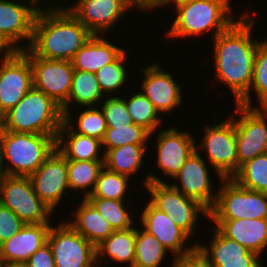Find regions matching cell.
Returning a JSON list of instances; mask_svg holds the SVG:
<instances>
[{"instance_id":"cell-1","label":"cell","mask_w":267,"mask_h":267,"mask_svg":"<svg viewBox=\"0 0 267 267\" xmlns=\"http://www.w3.org/2000/svg\"><path fill=\"white\" fill-rule=\"evenodd\" d=\"M249 15L244 12L227 30L212 39L216 78L228 85L236 104L249 93L260 43L252 39L255 21Z\"/></svg>"},{"instance_id":"cell-2","label":"cell","mask_w":267,"mask_h":267,"mask_svg":"<svg viewBox=\"0 0 267 267\" xmlns=\"http://www.w3.org/2000/svg\"><path fill=\"white\" fill-rule=\"evenodd\" d=\"M92 36L65 6L53 4L38 11L28 49L40 58L72 61Z\"/></svg>"},{"instance_id":"cell-3","label":"cell","mask_w":267,"mask_h":267,"mask_svg":"<svg viewBox=\"0 0 267 267\" xmlns=\"http://www.w3.org/2000/svg\"><path fill=\"white\" fill-rule=\"evenodd\" d=\"M56 138L57 135L11 132L0 127L3 175L30 177L56 149Z\"/></svg>"},{"instance_id":"cell-4","label":"cell","mask_w":267,"mask_h":267,"mask_svg":"<svg viewBox=\"0 0 267 267\" xmlns=\"http://www.w3.org/2000/svg\"><path fill=\"white\" fill-rule=\"evenodd\" d=\"M231 0H189L175 5L177 17L166 32L172 38L196 37L211 32L212 39L227 30L235 21ZM231 14V15H230ZM230 16V17H229Z\"/></svg>"},{"instance_id":"cell-5","label":"cell","mask_w":267,"mask_h":267,"mask_svg":"<svg viewBox=\"0 0 267 267\" xmlns=\"http://www.w3.org/2000/svg\"><path fill=\"white\" fill-rule=\"evenodd\" d=\"M0 121L1 128L6 131L58 135L63 114L56 102L32 88Z\"/></svg>"},{"instance_id":"cell-6","label":"cell","mask_w":267,"mask_h":267,"mask_svg":"<svg viewBox=\"0 0 267 267\" xmlns=\"http://www.w3.org/2000/svg\"><path fill=\"white\" fill-rule=\"evenodd\" d=\"M151 172L146 175L143 185L149 192L150 202L159 210L166 213L176 225L191 239L198 228V214L209 218V211L199 202L186 197L175 187L154 176Z\"/></svg>"},{"instance_id":"cell-7","label":"cell","mask_w":267,"mask_h":267,"mask_svg":"<svg viewBox=\"0 0 267 267\" xmlns=\"http://www.w3.org/2000/svg\"><path fill=\"white\" fill-rule=\"evenodd\" d=\"M213 208L211 220H236L267 218V193L240 187L234 180L222 179Z\"/></svg>"},{"instance_id":"cell-8","label":"cell","mask_w":267,"mask_h":267,"mask_svg":"<svg viewBox=\"0 0 267 267\" xmlns=\"http://www.w3.org/2000/svg\"><path fill=\"white\" fill-rule=\"evenodd\" d=\"M0 203L11 209L25 224L51 223L53 211L35 193L30 177L3 175Z\"/></svg>"},{"instance_id":"cell-9","label":"cell","mask_w":267,"mask_h":267,"mask_svg":"<svg viewBox=\"0 0 267 267\" xmlns=\"http://www.w3.org/2000/svg\"><path fill=\"white\" fill-rule=\"evenodd\" d=\"M227 119V120H226ZM217 125L204 127L199 150L207 153L209 163L217 172L218 178L230 179L238 172L237 141L234 128V115H230Z\"/></svg>"},{"instance_id":"cell-10","label":"cell","mask_w":267,"mask_h":267,"mask_svg":"<svg viewBox=\"0 0 267 267\" xmlns=\"http://www.w3.org/2000/svg\"><path fill=\"white\" fill-rule=\"evenodd\" d=\"M235 105L234 112L240 115L237 119L234 115L239 170L246 161L267 153V108Z\"/></svg>"},{"instance_id":"cell-11","label":"cell","mask_w":267,"mask_h":267,"mask_svg":"<svg viewBox=\"0 0 267 267\" xmlns=\"http://www.w3.org/2000/svg\"><path fill=\"white\" fill-rule=\"evenodd\" d=\"M47 243L56 267H94L100 263L96 260V247L67 221H61L56 227L51 225Z\"/></svg>"},{"instance_id":"cell-12","label":"cell","mask_w":267,"mask_h":267,"mask_svg":"<svg viewBox=\"0 0 267 267\" xmlns=\"http://www.w3.org/2000/svg\"><path fill=\"white\" fill-rule=\"evenodd\" d=\"M22 52L30 60L33 88L43 92L62 107L68 101L72 87L75 70L72 61L40 58L28 48Z\"/></svg>"},{"instance_id":"cell-13","label":"cell","mask_w":267,"mask_h":267,"mask_svg":"<svg viewBox=\"0 0 267 267\" xmlns=\"http://www.w3.org/2000/svg\"><path fill=\"white\" fill-rule=\"evenodd\" d=\"M0 58L1 118L33 88V74L30 60L22 51H12Z\"/></svg>"},{"instance_id":"cell-14","label":"cell","mask_w":267,"mask_h":267,"mask_svg":"<svg viewBox=\"0 0 267 267\" xmlns=\"http://www.w3.org/2000/svg\"><path fill=\"white\" fill-rule=\"evenodd\" d=\"M143 209L141 226L167 251L173 253L174 260H183L196 254V244L191 247L185 245L190 241V237L166 213L156 208L150 201Z\"/></svg>"},{"instance_id":"cell-15","label":"cell","mask_w":267,"mask_h":267,"mask_svg":"<svg viewBox=\"0 0 267 267\" xmlns=\"http://www.w3.org/2000/svg\"><path fill=\"white\" fill-rule=\"evenodd\" d=\"M37 13L26 1L0 0V38L13 51H23L29 47ZM24 40L28 42L25 47L21 45Z\"/></svg>"},{"instance_id":"cell-16","label":"cell","mask_w":267,"mask_h":267,"mask_svg":"<svg viewBox=\"0 0 267 267\" xmlns=\"http://www.w3.org/2000/svg\"><path fill=\"white\" fill-rule=\"evenodd\" d=\"M66 7L93 35H106L132 9L131 0H75ZM102 33V34H101Z\"/></svg>"},{"instance_id":"cell-17","label":"cell","mask_w":267,"mask_h":267,"mask_svg":"<svg viewBox=\"0 0 267 267\" xmlns=\"http://www.w3.org/2000/svg\"><path fill=\"white\" fill-rule=\"evenodd\" d=\"M30 179L37 196L54 211L70 189L67 160L55 149Z\"/></svg>"},{"instance_id":"cell-18","label":"cell","mask_w":267,"mask_h":267,"mask_svg":"<svg viewBox=\"0 0 267 267\" xmlns=\"http://www.w3.org/2000/svg\"><path fill=\"white\" fill-rule=\"evenodd\" d=\"M209 246L196 243V255L212 267H263L260 256L237 241L225 237L216 227Z\"/></svg>"},{"instance_id":"cell-19","label":"cell","mask_w":267,"mask_h":267,"mask_svg":"<svg viewBox=\"0 0 267 267\" xmlns=\"http://www.w3.org/2000/svg\"><path fill=\"white\" fill-rule=\"evenodd\" d=\"M209 167L206 165L200 152L196 149L187 159L178 173L171 179H178L181 183L171 184L186 197L199 202L210 211L216 201L217 193L213 194L212 182L209 175Z\"/></svg>"},{"instance_id":"cell-20","label":"cell","mask_w":267,"mask_h":267,"mask_svg":"<svg viewBox=\"0 0 267 267\" xmlns=\"http://www.w3.org/2000/svg\"><path fill=\"white\" fill-rule=\"evenodd\" d=\"M157 165L164 176L174 177L197 149L194 137L188 132L170 127L159 131L156 138Z\"/></svg>"},{"instance_id":"cell-21","label":"cell","mask_w":267,"mask_h":267,"mask_svg":"<svg viewBox=\"0 0 267 267\" xmlns=\"http://www.w3.org/2000/svg\"><path fill=\"white\" fill-rule=\"evenodd\" d=\"M145 75L141 91L159 113L172 112L182 102V88L171 73L164 71L157 63L143 68Z\"/></svg>"},{"instance_id":"cell-22","label":"cell","mask_w":267,"mask_h":267,"mask_svg":"<svg viewBox=\"0 0 267 267\" xmlns=\"http://www.w3.org/2000/svg\"><path fill=\"white\" fill-rule=\"evenodd\" d=\"M50 223L25 224L9 240L0 245V267L25 264L47 243Z\"/></svg>"},{"instance_id":"cell-23","label":"cell","mask_w":267,"mask_h":267,"mask_svg":"<svg viewBox=\"0 0 267 267\" xmlns=\"http://www.w3.org/2000/svg\"><path fill=\"white\" fill-rule=\"evenodd\" d=\"M227 238L260 256L267 248V218L211 220Z\"/></svg>"},{"instance_id":"cell-24","label":"cell","mask_w":267,"mask_h":267,"mask_svg":"<svg viewBox=\"0 0 267 267\" xmlns=\"http://www.w3.org/2000/svg\"><path fill=\"white\" fill-rule=\"evenodd\" d=\"M124 51L103 36L93 35L75 54L72 59L73 68L96 73L104 65L115 61Z\"/></svg>"},{"instance_id":"cell-25","label":"cell","mask_w":267,"mask_h":267,"mask_svg":"<svg viewBox=\"0 0 267 267\" xmlns=\"http://www.w3.org/2000/svg\"><path fill=\"white\" fill-rule=\"evenodd\" d=\"M102 148L101 140L73 132L62 122L56 138V149L66 160H104V153L100 156Z\"/></svg>"},{"instance_id":"cell-26","label":"cell","mask_w":267,"mask_h":267,"mask_svg":"<svg viewBox=\"0 0 267 267\" xmlns=\"http://www.w3.org/2000/svg\"><path fill=\"white\" fill-rule=\"evenodd\" d=\"M73 214L75 219L73 221L70 219L67 223L95 247L114 232L106 219L85 198L79 203Z\"/></svg>"},{"instance_id":"cell-27","label":"cell","mask_w":267,"mask_h":267,"mask_svg":"<svg viewBox=\"0 0 267 267\" xmlns=\"http://www.w3.org/2000/svg\"><path fill=\"white\" fill-rule=\"evenodd\" d=\"M136 227L114 231L107 239L96 246V260L109 256L114 263H126L129 267L135 262Z\"/></svg>"},{"instance_id":"cell-28","label":"cell","mask_w":267,"mask_h":267,"mask_svg":"<svg viewBox=\"0 0 267 267\" xmlns=\"http://www.w3.org/2000/svg\"><path fill=\"white\" fill-rule=\"evenodd\" d=\"M146 144H127L108 149L104 153V167L112 172L125 175L137 173L142 168L146 156Z\"/></svg>"},{"instance_id":"cell-29","label":"cell","mask_w":267,"mask_h":267,"mask_svg":"<svg viewBox=\"0 0 267 267\" xmlns=\"http://www.w3.org/2000/svg\"><path fill=\"white\" fill-rule=\"evenodd\" d=\"M105 97L95 73L74 70L72 77V87L68 101L61 107L62 114L69 111L71 102L74 101L82 107H95L102 102ZM96 103V104H95Z\"/></svg>"},{"instance_id":"cell-30","label":"cell","mask_w":267,"mask_h":267,"mask_svg":"<svg viewBox=\"0 0 267 267\" xmlns=\"http://www.w3.org/2000/svg\"><path fill=\"white\" fill-rule=\"evenodd\" d=\"M103 168L104 160H67L70 189L75 191L80 189L79 191H83L82 199H86L94 190L99 173Z\"/></svg>"},{"instance_id":"cell-31","label":"cell","mask_w":267,"mask_h":267,"mask_svg":"<svg viewBox=\"0 0 267 267\" xmlns=\"http://www.w3.org/2000/svg\"><path fill=\"white\" fill-rule=\"evenodd\" d=\"M99 108V109H98ZM84 107V110L79 113V116L76 120V126L73 124L74 121L72 118L73 111H66L63 114V122L72 129L73 132L94 137L99 140H103L106 130H107V122L105 116L100 107ZM72 122V123H71ZM73 124V125H72ZM74 126L76 127L74 130Z\"/></svg>"},{"instance_id":"cell-32","label":"cell","mask_w":267,"mask_h":267,"mask_svg":"<svg viewBox=\"0 0 267 267\" xmlns=\"http://www.w3.org/2000/svg\"><path fill=\"white\" fill-rule=\"evenodd\" d=\"M231 179L244 189L267 193V153L246 161Z\"/></svg>"},{"instance_id":"cell-33","label":"cell","mask_w":267,"mask_h":267,"mask_svg":"<svg viewBox=\"0 0 267 267\" xmlns=\"http://www.w3.org/2000/svg\"><path fill=\"white\" fill-rule=\"evenodd\" d=\"M122 98L132 122L144 127L151 135H154L157 128L162 124V119L153 103L141 91L132 94L129 99Z\"/></svg>"},{"instance_id":"cell-34","label":"cell","mask_w":267,"mask_h":267,"mask_svg":"<svg viewBox=\"0 0 267 267\" xmlns=\"http://www.w3.org/2000/svg\"><path fill=\"white\" fill-rule=\"evenodd\" d=\"M167 250L143 228H136L135 262L133 267H160ZM164 258V259H163Z\"/></svg>"},{"instance_id":"cell-35","label":"cell","mask_w":267,"mask_h":267,"mask_svg":"<svg viewBox=\"0 0 267 267\" xmlns=\"http://www.w3.org/2000/svg\"><path fill=\"white\" fill-rule=\"evenodd\" d=\"M257 93L259 107L267 108V39L261 41L256 50L253 78L249 93L238 103L245 107H254L251 103V91Z\"/></svg>"},{"instance_id":"cell-36","label":"cell","mask_w":267,"mask_h":267,"mask_svg":"<svg viewBox=\"0 0 267 267\" xmlns=\"http://www.w3.org/2000/svg\"><path fill=\"white\" fill-rule=\"evenodd\" d=\"M105 136L102 140L103 153L108 149L117 148L127 144H145L152 137L151 133L144 127L131 124L124 126H107Z\"/></svg>"},{"instance_id":"cell-37","label":"cell","mask_w":267,"mask_h":267,"mask_svg":"<svg viewBox=\"0 0 267 267\" xmlns=\"http://www.w3.org/2000/svg\"><path fill=\"white\" fill-rule=\"evenodd\" d=\"M129 177L112 172L105 167L100 171L94 190L87 198L124 201L128 193Z\"/></svg>"},{"instance_id":"cell-38","label":"cell","mask_w":267,"mask_h":267,"mask_svg":"<svg viewBox=\"0 0 267 267\" xmlns=\"http://www.w3.org/2000/svg\"><path fill=\"white\" fill-rule=\"evenodd\" d=\"M127 49L113 62L104 65L95 74L99 82L100 88L103 94L107 97H111L118 89L125 87L124 83L128 79L127 71L125 67V62L127 61ZM126 60V61H125Z\"/></svg>"},{"instance_id":"cell-39","label":"cell","mask_w":267,"mask_h":267,"mask_svg":"<svg viewBox=\"0 0 267 267\" xmlns=\"http://www.w3.org/2000/svg\"><path fill=\"white\" fill-rule=\"evenodd\" d=\"M97 211L106 219L114 231L130 229L133 226V220L130 212L124 206L125 201L103 199V198H86Z\"/></svg>"},{"instance_id":"cell-40","label":"cell","mask_w":267,"mask_h":267,"mask_svg":"<svg viewBox=\"0 0 267 267\" xmlns=\"http://www.w3.org/2000/svg\"><path fill=\"white\" fill-rule=\"evenodd\" d=\"M99 106L105 116L107 126H124L133 124L122 97L111 96L110 98L107 97L106 100L103 98L102 104H99Z\"/></svg>"},{"instance_id":"cell-41","label":"cell","mask_w":267,"mask_h":267,"mask_svg":"<svg viewBox=\"0 0 267 267\" xmlns=\"http://www.w3.org/2000/svg\"><path fill=\"white\" fill-rule=\"evenodd\" d=\"M24 225L11 209L0 203V245L19 232Z\"/></svg>"},{"instance_id":"cell-42","label":"cell","mask_w":267,"mask_h":267,"mask_svg":"<svg viewBox=\"0 0 267 267\" xmlns=\"http://www.w3.org/2000/svg\"><path fill=\"white\" fill-rule=\"evenodd\" d=\"M27 267H56L48 243L39 248L25 263Z\"/></svg>"},{"instance_id":"cell-43","label":"cell","mask_w":267,"mask_h":267,"mask_svg":"<svg viewBox=\"0 0 267 267\" xmlns=\"http://www.w3.org/2000/svg\"><path fill=\"white\" fill-rule=\"evenodd\" d=\"M132 7H135L137 10H150L155 8H164L166 5L172 6L173 0H131ZM172 4V5H171Z\"/></svg>"},{"instance_id":"cell-44","label":"cell","mask_w":267,"mask_h":267,"mask_svg":"<svg viewBox=\"0 0 267 267\" xmlns=\"http://www.w3.org/2000/svg\"><path fill=\"white\" fill-rule=\"evenodd\" d=\"M191 267H212V266L206 264L200 257L194 254L193 256H191Z\"/></svg>"},{"instance_id":"cell-45","label":"cell","mask_w":267,"mask_h":267,"mask_svg":"<svg viewBox=\"0 0 267 267\" xmlns=\"http://www.w3.org/2000/svg\"><path fill=\"white\" fill-rule=\"evenodd\" d=\"M172 267H191V256L183 260H172Z\"/></svg>"},{"instance_id":"cell-46","label":"cell","mask_w":267,"mask_h":267,"mask_svg":"<svg viewBox=\"0 0 267 267\" xmlns=\"http://www.w3.org/2000/svg\"><path fill=\"white\" fill-rule=\"evenodd\" d=\"M12 51L13 50L0 38V54L9 55Z\"/></svg>"},{"instance_id":"cell-47","label":"cell","mask_w":267,"mask_h":267,"mask_svg":"<svg viewBox=\"0 0 267 267\" xmlns=\"http://www.w3.org/2000/svg\"><path fill=\"white\" fill-rule=\"evenodd\" d=\"M27 1V0H26ZM30 5H32L37 11L44 10L43 7H38L40 5L39 1L41 0H29ZM39 4V5H38Z\"/></svg>"},{"instance_id":"cell-48","label":"cell","mask_w":267,"mask_h":267,"mask_svg":"<svg viewBox=\"0 0 267 267\" xmlns=\"http://www.w3.org/2000/svg\"><path fill=\"white\" fill-rule=\"evenodd\" d=\"M184 1H189V0H173V3H174V5H177V4L184 2Z\"/></svg>"},{"instance_id":"cell-49","label":"cell","mask_w":267,"mask_h":267,"mask_svg":"<svg viewBox=\"0 0 267 267\" xmlns=\"http://www.w3.org/2000/svg\"><path fill=\"white\" fill-rule=\"evenodd\" d=\"M7 267H27L25 264L22 265H11V266H7Z\"/></svg>"},{"instance_id":"cell-50","label":"cell","mask_w":267,"mask_h":267,"mask_svg":"<svg viewBox=\"0 0 267 267\" xmlns=\"http://www.w3.org/2000/svg\"><path fill=\"white\" fill-rule=\"evenodd\" d=\"M2 176H3V173H2V169H1V161H0V180H1Z\"/></svg>"}]
</instances>
